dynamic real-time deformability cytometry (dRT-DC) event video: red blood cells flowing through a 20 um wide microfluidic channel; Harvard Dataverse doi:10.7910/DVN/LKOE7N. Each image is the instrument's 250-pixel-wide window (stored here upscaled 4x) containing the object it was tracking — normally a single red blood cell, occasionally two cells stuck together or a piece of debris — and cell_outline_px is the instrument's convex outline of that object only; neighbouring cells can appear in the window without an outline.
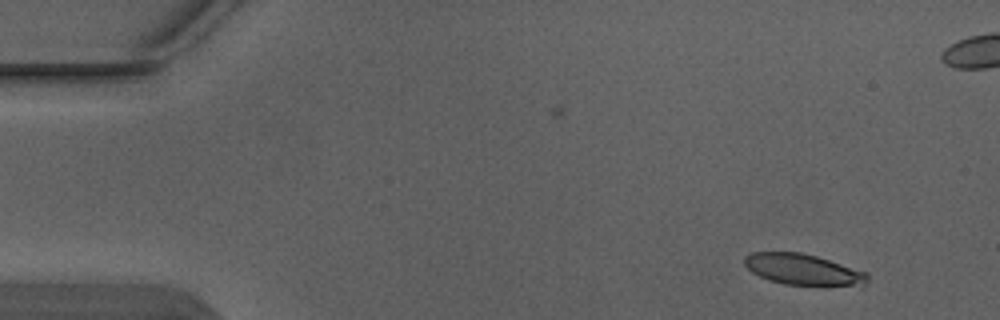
{"species": "Egyptian fruit bat (a non-hibernating species)", "species_latin": "Rousettus aegyptiacus", "temperature_condition": "warm", "stored_images_in_passage": 3, "camera_frame_rate_fps": 3000, "um_per_image_px": 0.085, "animal": {"sex": "male"}, "frame": {"image": 1, "passage_image": 1, "time_ms": 0.0, "image_size_px": [1000, 320], "cell_outline_px": [[868, 280], [864, 284], [784, 284], [768, 280], [752, 272], [744, 264], [744, 256], [752, 252], [800, 252], [816, 256], [868, 272]], "centroid_in_image_um": [68.19, 22.87], "position_along_channel_um": 16.8, "area_um2": 21.68}}